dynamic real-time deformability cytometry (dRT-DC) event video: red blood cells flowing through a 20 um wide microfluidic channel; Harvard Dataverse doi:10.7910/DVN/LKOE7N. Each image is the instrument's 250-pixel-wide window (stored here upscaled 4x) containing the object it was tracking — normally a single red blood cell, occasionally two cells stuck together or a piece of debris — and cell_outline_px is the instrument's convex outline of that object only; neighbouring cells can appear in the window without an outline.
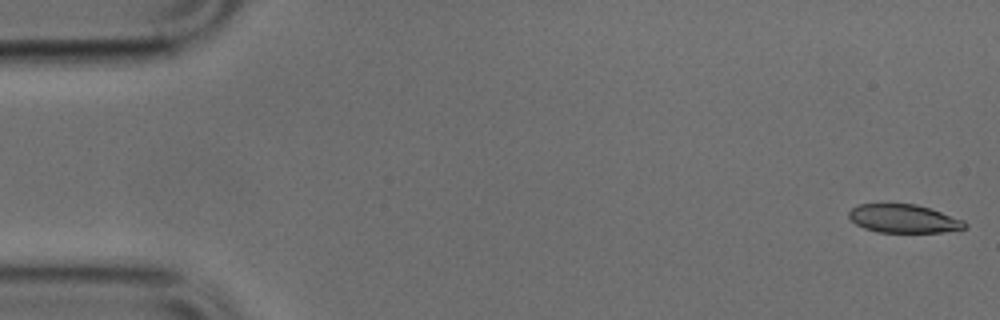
{"species": "common noctule bat (a hibernating species)", "species_latin": "Nyctalus noctula", "temperature_condition": "cold", "stored_images_in_passage": 50, "camera_frame_rate_fps": 3000, "um_per_image_px": 0.085, "animal": {"sex": "male", "body_mass_g": 17.9, "forearm_length_mm": 54.2}, "frame": {"image": 1, "passage_image": 1, "time_ms": 0.0, "image_size_px": [1000, 320], "cell_outline_px": [[968, 228], [960, 232], [876, 232], [864, 228], [856, 224], [848, 216], [848, 212], [852, 208], [860, 204], [916, 204], [964, 220], [968, 224]], "centroid_in_image_um": [76.88, 18.61], "position_along_channel_um": 8.1, "area_um2": 19.36}}
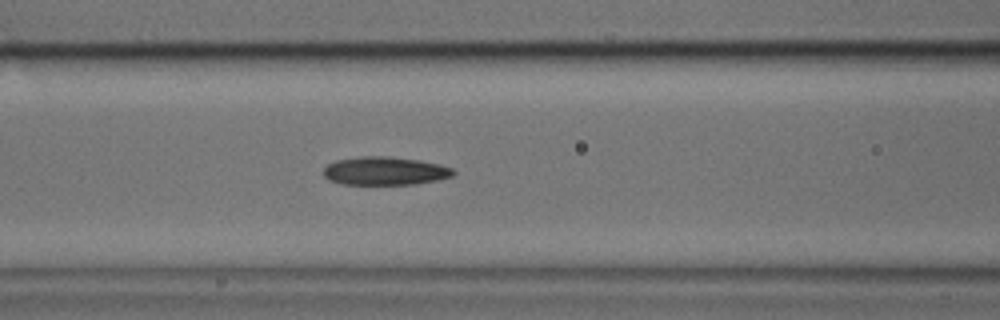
{"frame": {"image": 2, "passage_image": 20, "time_ms": 6.333, "image_size_px": [1000, 320], "cell_outline_px": [[456, 172], [452, 176], [440, 180], [416, 184], [340, 184], [328, 180], [324, 176], [324, 168], [328, 164], [336, 160], [364, 156], [384, 156], [420, 160], [440, 164], [452, 168]], "centroid_in_image_um": [32.74, 14.53], "position_along_channel_um": 133.9, "area_um2": 21.5}}
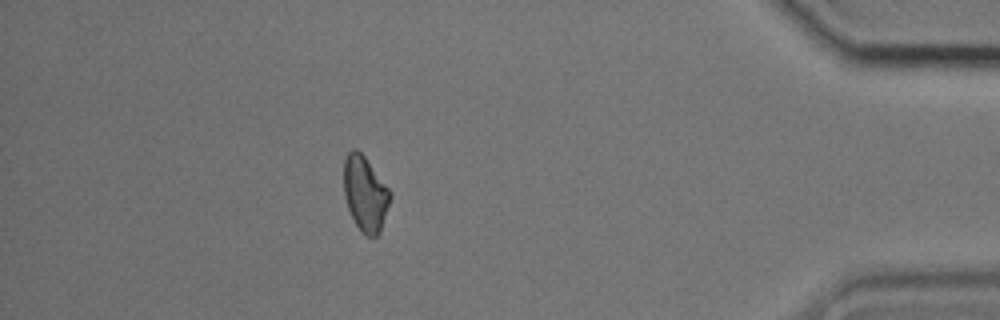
{"frame": {"image": 3, "passage_image": 44, "time_ms": 14.333, "image_size_px": [1000, 320], "cell_outline_px": [[392, 196], [380, 232], [376, 236], [364, 236], [356, 224], [348, 208], [344, 196], [344, 160], [348, 152], [352, 148], [356, 148], [364, 156], [392, 192]], "centroid_in_image_um": [31.05, 16.46], "position_along_channel_um": 404.2, "area_um2": 20.29}}